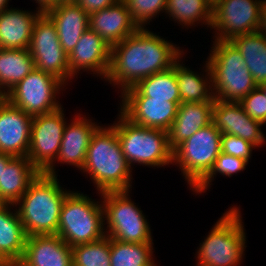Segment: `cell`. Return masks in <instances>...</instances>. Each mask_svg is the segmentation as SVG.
Wrapping results in <instances>:
<instances>
[{"label":"cell","mask_w":266,"mask_h":266,"mask_svg":"<svg viewBox=\"0 0 266 266\" xmlns=\"http://www.w3.org/2000/svg\"><path fill=\"white\" fill-rule=\"evenodd\" d=\"M0 264H9V263L4 262V261L0 258Z\"/></svg>","instance_id":"obj_45"},{"label":"cell","mask_w":266,"mask_h":266,"mask_svg":"<svg viewBox=\"0 0 266 266\" xmlns=\"http://www.w3.org/2000/svg\"><path fill=\"white\" fill-rule=\"evenodd\" d=\"M255 147L254 144L236 135L221 134V152L227 155L243 158L249 163L252 150H254Z\"/></svg>","instance_id":"obj_36"},{"label":"cell","mask_w":266,"mask_h":266,"mask_svg":"<svg viewBox=\"0 0 266 266\" xmlns=\"http://www.w3.org/2000/svg\"><path fill=\"white\" fill-rule=\"evenodd\" d=\"M247 164L248 162L243 158H237L220 152L209 174L192 190V192L196 194L205 193L210 185H212L211 182L214 180L216 174L219 173L230 178L233 174L245 170Z\"/></svg>","instance_id":"obj_33"},{"label":"cell","mask_w":266,"mask_h":266,"mask_svg":"<svg viewBox=\"0 0 266 266\" xmlns=\"http://www.w3.org/2000/svg\"><path fill=\"white\" fill-rule=\"evenodd\" d=\"M33 116L0 100V152L14 157H27Z\"/></svg>","instance_id":"obj_15"},{"label":"cell","mask_w":266,"mask_h":266,"mask_svg":"<svg viewBox=\"0 0 266 266\" xmlns=\"http://www.w3.org/2000/svg\"><path fill=\"white\" fill-rule=\"evenodd\" d=\"M212 122L221 134H231L262 147L265 136L261 122L249 117L239 102L214 100Z\"/></svg>","instance_id":"obj_17"},{"label":"cell","mask_w":266,"mask_h":266,"mask_svg":"<svg viewBox=\"0 0 266 266\" xmlns=\"http://www.w3.org/2000/svg\"><path fill=\"white\" fill-rule=\"evenodd\" d=\"M259 31L266 35V0L261 3V16Z\"/></svg>","instance_id":"obj_38"},{"label":"cell","mask_w":266,"mask_h":266,"mask_svg":"<svg viewBox=\"0 0 266 266\" xmlns=\"http://www.w3.org/2000/svg\"><path fill=\"white\" fill-rule=\"evenodd\" d=\"M139 28H146L150 21L165 12L166 0H123ZM155 17V18H154Z\"/></svg>","instance_id":"obj_34"},{"label":"cell","mask_w":266,"mask_h":266,"mask_svg":"<svg viewBox=\"0 0 266 266\" xmlns=\"http://www.w3.org/2000/svg\"><path fill=\"white\" fill-rule=\"evenodd\" d=\"M213 105L214 103L185 102L178 106L176 117L168 130L172 150L212 122Z\"/></svg>","instance_id":"obj_23"},{"label":"cell","mask_w":266,"mask_h":266,"mask_svg":"<svg viewBox=\"0 0 266 266\" xmlns=\"http://www.w3.org/2000/svg\"><path fill=\"white\" fill-rule=\"evenodd\" d=\"M34 68L29 49H0V94L4 97Z\"/></svg>","instance_id":"obj_27"},{"label":"cell","mask_w":266,"mask_h":266,"mask_svg":"<svg viewBox=\"0 0 266 266\" xmlns=\"http://www.w3.org/2000/svg\"><path fill=\"white\" fill-rule=\"evenodd\" d=\"M165 14L182 28L198 23L212 26L213 7L207 0H166Z\"/></svg>","instance_id":"obj_29"},{"label":"cell","mask_w":266,"mask_h":266,"mask_svg":"<svg viewBox=\"0 0 266 266\" xmlns=\"http://www.w3.org/2000/svg\"><path fill=\"white\" fill-rule=\"evenodd\" d=\"M130 191L99 193L107 224L106 236L122 242L153 243L149 222L141 208L131 200Z\"/></svg>","instance_id":"obj_8"},{"label":"cell","mask_w":266,"mask_h":266,"mask_svg":"<svg viewBox=\"0 0 266 266\" xmlns=\"http://www.w3.org/2000/svg\"><path fill=\"white\" fill-rule=\"evenodd\" d=\"M8 2L9 0H0V13L9 7Z\"/></svg>","instance_id":"obj_42"},{"label":"cell","mask_w":266,"mask_h":266,"mask_svg":"<svg viewBox=\"0 0 266 266\" xmlns=\"http://www.w3.org/2000/svg\"><path fill=\"white\" fill-rule=\"evenodd\" d=\"M43 13L7 8L0 13V49H29L34 24Z\"/></svg>","instance_id":"obj_21"},{"label":"cell","mask_w":266,"mask_h":266,"mask_svg":"<svg viewBox=\"0 0 266 266\" xmlns=\"http://www.w3.org/2000/svg\"><path fill=\"white\" fill-rule=\"evenodd\" d=\"M76 0H52V7L60 4L75 3Z\"/></svg>","instance_id":"obj_41"},{"label":"cell","mask_w":266,"mask_h":266,"mask_svg":"<svg viewBox=\"0 0 266 266\" xmlns=\"http://www.w3.org/2000/svg\"><path fill=\"white\" fill-rule=\"evenodd\" d=\"M33 116L28 159L44 172L57 158L67 122L64 108Z\"/></svg>","instance_id":"obj_13"},{"label":"cell","mask_w":266,"mask_h":266,"mask_svg":"<svg viewBox=\"0 0 266 266\" xmlns=\"http://www.w3.org/2000/svg\"><path fill=\"white\" fill-rule=\"evenodd\" d=\"M82 115L77 113L75 118L71 119L72 122L65 125L58 156L44 171L45 174L58 176L55 171L56 161L61 164L73 165L78 170H82L91 137L100 126L96 122H92L91 119H87L85 115L81 117Z\"/></svg>","instance_id":"obj_16"},{"label":"cell","mask_w":266,"mask_h":266,"mask_svg":"<svg viewBox=\"0 0 266 266\" xmlns=\"http://www.w3.org/2000/svg\"><path fill=\"white\" fill-rule=\"evenodd\" d=\"M221 152V133L213 122L202 127L173 150V165L192 190L209 174Z\"/></svg>","instance_id":"obj_9"},{"label":"cell","mask_w":266,"mask_h":266,"mask_svg":"<svg viewBox=\"0 0 266 266\" xmlns=\"http://www.w3.org/2000/svg\"><path fill=\"white\" fill-rule=\"evenodd\" d=\"M57 177L40 172L14 204L27 236L57 235L63 201L70 192Z\"/></svg>","instance_id":"obj_3"},{"label":"cell","mask_w":266,"mask_h":266,"mask_svg":"<svg viewBox=\"0 0 266 266\" xmlns=\"http://www.w3.org/2000/svg\"><path fill=\"white\" fill-rule=\"evenodd\" d=\"M102 202L79 191H70L61 208L57 235L70 247L106 236Z\"/></svg>","instance_id":"obj_7"},{"label":"cell","mask_w":266,"mask_h":266,"mask_svg":"<svg viewBox=\"0 0 266 266\" xmlns=\"http://www.w3.org/2000/svg\"><path fill=\"white\" fill-rule=\"evenodd\" d=\"M263 0H219L213 7L212 26L217 41L259 30Z\"/></svg>","instance_id":"obj_12"},{"label":"cell","mask_w":266,"mask_h":266,"mask_svg":"<svg viewBox=\"0 0 266 266\" xmlns=\"http://www.w3.org/2000/svg\"><path fill=\"white\" fill-rule=\"evenodd\" d=\"M209 64L215 99L239 102L258 84L245 65L240 52L230 41L214 40Z\"/></svg>","instance_id":"obj_6"},{"label":"cell","mask_w":266,"mask_h":266,"mask_svg":"<svg viewBox=\"0 0 266 266\" xmlns=\"http://www.w3.org/2000/svg\"><path fill=\"white\" fill-rule=\"evenodd\" d=\"M239 103L249 117L266 125V96L258 86Z\"/></svg>","instance_id":"obj_35"},{"label":"cell","mask_w":266,"mask_h":266,"mask_svg":"<svg viewBox=\"0 0 266 266\" xmlns=\"http://www.w3.org/2000/svg\"><path fill=\"white\" fill-rule=\"evenodd\" d=\"M118 0H76L88 15L114 5Z\"/></svg>","instance_id":"obj_37"},{"label":"cell","mask_w":266,"mask_h":266,"mask_svg":"<svg viewBox=\"0 0 266 266\" xmlns=\"http://www.w3.org/2000/svg\"><path fill=\"white\" fill-rule=\"evenodd\" d=\"M154 243H129L110 238L111 266H157Z\"/></svg>","instance_id":"obj_30"},{"label":"cell","mask_w":266,"mask_h":266,"mask_svg":"<svg viewBox=\"0 0 266 266\" xmlns=\"http://www.w3.org/2000/svg\"><path fill=\"white\" fill-rule=\"evenodd\" d=\"M132 170L123 155L115 128L112 125L99 126L91 137L81 170L89 174L98 194L132 190Z\"/></svg>","instance_id":"obj_2"},{"label":"cell","mask_w":266,"mask_h":266,"mask_svg":"<svg viewBox=\"0 0 266 266\" xmlns=\"http://www.w3.org/2000/svg\"><path fill=\"white\" fill-rule=\"evenodd\" d=\"M39 173L28 157H13L0 177V203L14 205Z\"/></svg>","instance_id":"obj_26"},{"label":"cell","mask_w":266,"mask_h":266,"mask_svg":"<svg viewBox=\"0 0 266 266\" xmlns=\"http://www.w3.org/2000/svg\"><path fill=\"white\" fill-rule=\"evenodd\" d=\"M0 266H13L12 264H0Z\"/></svg>","instance_id":"obj_46"},{"label":"cell","mask_w":266,"mask_h":266,"mask_svg":"<svg viewBox=\"0 0 266 266\" xmlns=\"http://www.w3.org/2000/svg\"><path fill=\"white\" fill-rule=\"evenodd\" d=\"M120 111L131 122L168 131L181 102H167L143 96L134 86L121 95ZM122 104V105H121Z\"/></svg>","instance_id":"obj_14"},{"label":"cell","mask_w":266,"mask_h":266,"mask_svg":"<svg viewBox=\"0 0 266 266\" xmlns=\"http://www.w3.org/2000/svg\"><path fill=\"white\" fill-rule=\"evenodd\" d=\"M237 206L223 213L214 224L197 255L198 266H240L247 247L241 212Z\"/></svg>","instance_id":"obj_4"},{"label":"cell","mask_w":266,"mask_h":266,"mask_svg":"<svg viewBox=\"0 0 266 266\" xmlns=\"http://www.w3.org/2000/svg\"><path fill=\"white\" fill-rule=\"evenodd\" d=\"M208 3H210V5H212V7H214V5L219 1V0H207Z\"/></svg>","instance_id":"obj_44"},{"label":"cell","mask_w":266,"mask_h":266,"mask_svg":"<svg viewBox=\"0 0 266 266\" xmlns=\"http://www.w3.org/2000/svg\"><path fill=\"white\" fill-rule=\"evenodd\" d=\"M71 249L73 266H111L108 236L94 242L75 245Z\"/></svg>","instance_id":"obj_32"},{"label":"cell","mask_w":266,"mask_h":266,"mask_svg":"<svg viewBox=\"0 0 266 266\" xmlns=\"http://www.w3.org/2000/svg\"><path fill=\"white\" fill-rule=\"evenodd\" d=\"M111 47L93 30L88 28L68 55L70 74L90 71L101 80L106 78L110 66Z\"/></svg>","instance_id":"obj_18"},{"label":"cell","mask_w":266,"mask_h":266,"mask_svg":"<svg viewBox=\"0 0 266 266\" xmlns=\"http://www.w3.org/2000/svg\"><path fill=\"white\" fill-rule=\"evenodd\" d=\"M89 28L110 47L131 36L139 29L126 3L118 0L114 5L89 15Z\"/></svg>","instance_id":"obj_19"},{"label":"cell","mask_w":266,"mask_h":266,"mask_svg":"<svg viewBox=\"0 0 266 266\" xmlns=\"http://www.w3.org/2000/svg\"><path fill=\"white\" fill-rule=\"evenodd\" d=\"M14 156L9 155V154H5V153H1L0 152V177L2 174V171L4 170V168L7 166L8 162L13 158Z\"/></svg>","instance_id":"obj_39"},{"label":"cell","mask_w":266,"mask_h":266,"mask_svg":"<svg viewBox=\"0 0 266 266\" xmlns=\"http://www.w3.org/2000/svg\"><path fill=\"white\" fill-rule=\"evenodd\" d=\"M44 13L54 23L60 44L69 55L82 34L89 28V15L76 3L56 5Z\"/></svg>","instance_id":"obj_22"},{"label":"cell","mask_w":266,"mask_h":266,"mask_svg":"<svg viewBox=\"0 0 266 266\" xmlns=\"http://www.w3.org/2000/svg\"><path fill=\"white\" fill-rule=\"evenodd\" d=\"M12 206L0 203V258L15 266L23 257L27 235Z\"/></svg>","instance_id":"obj_24"},{"label":"cell","mask_w":266,"mask_h":266,"mask_svg":"<svg viewBox=\"0 0 266 266\" xmlns=\"http://www.w3.org/2000/svg\"><path fill=\"white\" fill-rule=\"evenodd\" d=\"M29 51L35 68L52 74L65 85L74 78L70 74L68 55L60 44L56 27L44 12L34 24Z\"/></svg>","instance_id":"obj_11"},{"label":"cell","mask_w":266,"mask_h":266,"mask_svg":"<svg viewBox=\"0 0 266 266\" xmlns=\"http://www.w3.org/2000/svg\"><path fill=\"white\" fill-rule=\"evenodd\" d=\"M258 87L263 91L264 95L266 96V80L261 82Z\"/></svg>","instance_id":"obj_43"},{"label":"cell","mask_w":266,"mask_h":266,"mask_svg":"<svg viewBox=\"0 0 266 266\" xmlns=\"http://www.w3.org/2000/svg\"><path fill=\"white\" fill-rule=\"evenodd\" d=\"M182 57L183 55L172 65L176 75L181 103H214L212 74L208 62L206 61L205 69L203 67L204 76V71H202L201 75V72L199 74L186 67L183 61L181 63Z\"/></svg>","instance_id":"obj_25"},{"label":"cell","mask_w":266,"mask_h":266,"mask_svg":"<svg viewBox=\"0 0 266 266\" xmlns=\"http://www.w3.org/2000/svg\"><path fill=\"white\" fill-rule=\"evenodd\" d=\"M35 3H38V9L41 11H46L47 9L52 7V0H34Z\"/></svg>","instance_id":"obj_40"},{"label":"cell","mask_w":266,"mask_h":266,"mask_svg":"<svg viewBox=\"0 0 266 266\" xmlns=\"http://www.w3.org/2000/svg\"><path fill=\"white\" fill-rule=\"evenodd\" d=\"M16 266H73L72 249L58 235L27 236Z\"/></svg>","instance_id":"obj_20"},{"label":"cell","mask_w":266,"mask_h":266,"mask_svg":"<svg viewBox=\"0 0 266 266\" xmlns=\"http://www.w3.org/2000/svg\"><path fill=\"white\" fill-rule=\"evenodd\" d=\"M230 42L242 55L245 65L259 85L266 80V35L259 30L233 37Z\"/></svg>","instance_id":"obj_28"},{"label":"cell","mask_w":266,"mask_h":266,"mask_svg":"<svg viewBox=\"0 0 266 266\" xmlns=\"http://www.w3.org/2000/svg\"><path fill=\"white\" fill-rule=\"evenodd\" d=\"M162 36L139 28L131 36L111 46L110 66L105 81L117 85L121 94L143 78L163 72L185 53Z\"/></svg>","instance_id":"obj_1"},{"label":"cell","mask_w":266,"mask_h":266,"mask_svg":"<svg viewBox=\"0 0 266 266\" xmlns=\"http://www.w3.org/2000/svg\"><path fill=\"white\" fill-rule=\"evenodd\" d=\"M143 96L167 102H181L174 69L143 78L134 86Z\"/></svg>","instance_id":"obj_31"},{"label":"cell","mask_w":266,"mask_h":266,"mask_svg":"<svg viewBox=\"0 0 266 266\" xmlns=\"http://www.w3.org/2000/svg\"><path fill=\"white\" fill-rule=\"evenodd\" d=\"M112 126L117 131L121 150L131 168L135 163L157 168L173 163L168 131L137 125L121 112Z\"/></svg>","instance_id":"obj_5"},{"label":"cell","mask_w":266,"mask_h":266,"mask_svg":"<svg viewBox=\"0 0 266 266\" xmlns=\"http://www.w3.org/2000/svg\"><path fill=\"white\" fill-rule=\"evenodd\" d=\"M65 86L52 74L34 68L4 98L31 116L47 114L62 107L56 96Z\"/></svg>","instance_id":"obj_10"}]
</instances>
